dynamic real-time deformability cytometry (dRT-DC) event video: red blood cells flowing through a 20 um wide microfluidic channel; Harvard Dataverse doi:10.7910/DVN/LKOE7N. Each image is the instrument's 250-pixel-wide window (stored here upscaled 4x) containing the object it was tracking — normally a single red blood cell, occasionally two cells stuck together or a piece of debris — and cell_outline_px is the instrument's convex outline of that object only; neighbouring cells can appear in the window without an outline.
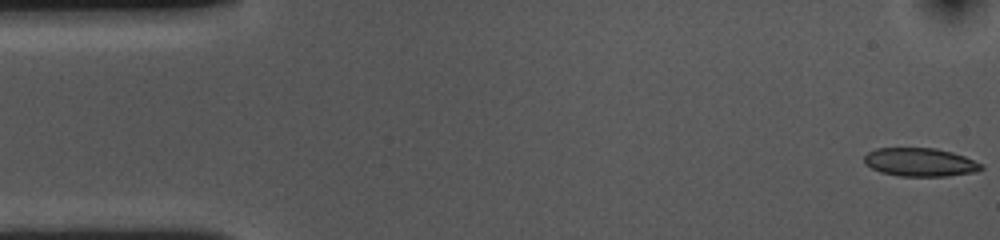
{"species": "common noctule bat (a hibernating species)", "species_latin": "Nyctalus noctula", "temperature_condition": "cold", "stored_images_in_passage": 54, "camera_frame_rate_fps": 3000, "um_per_image_px": 0.085, "animal": {"sex": "female", "body_mass_g": 10.0, "forearm_length_mm": 53.1}, "frame": {"image": 1, "passage_image": 1, "time_ms": 0.0, "image_size_px": [1000, 240], "cell_outline_px": [[984, 168], [976, 172], [948, 176], [900, 176], [880, 172], [872, 168], [864, 160], [864, 156], [868, 152], [876, 148], [936, 148], [952, 152], [964, 156], [984, 164]], "centroid_in_image_um": [78.25, 13.79], "position_along_channel_um": 6.7, "area_um2": 19.42}}
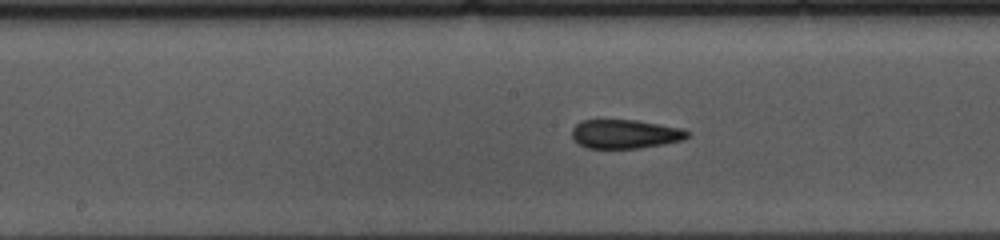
{"frame": {"image": 2, "passage_image": 26, "time_ms": 8.333, "image_size_px": [1000, 240], "cell_outline_px": [[692, 132], [684, 140], [664, 144], [640, 148], [588, 148], [572, 140], [572, 128], [576, 124], [584, 120], [636, 120], [684, 128]], "centroid_in_image_um": [53.18, 11.39], "position_along_channel_um": 195.0, "area_um2": 19.65}}
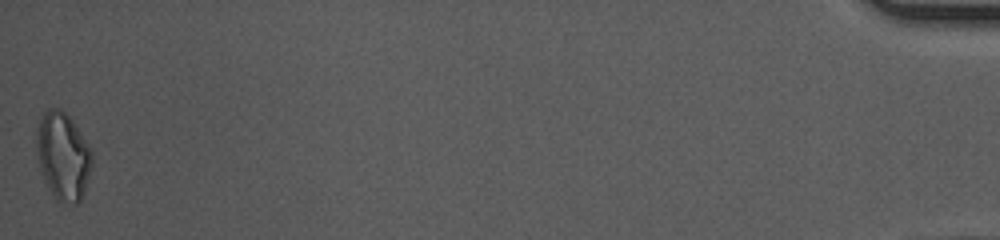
{"frame": {"image": 3, "passage_image": 54, "time_ms": 17.667, "image_size_px": [1000, 240], "cell_outline_px": [[92, 164], [84, 192], [80, 200], [76, 204], [60, 204], [56, 200], [44, 176], [40, 164], [36, 148], [36, 132], [40, 120], [44, 112], [48, 108], [60, 108], [72, 120], [88, 144], [92, 152]], "centroid_in_image_um": [5.37, 13.27], "position_along_channel_um": 429.8, "area_um2": 27.98}, "authors_computed_cell_mechanics": {"area_um2": 20.1433, "velocity_mm_per_s": 3.6159, "shape_relaxation_time_tau1_ms": 4.5733, "shape_relaxation_time_tau2_ms": 3.2852, "deformation_change_tau1": 0.1279, "deformation_change_tau2": 0.1163}}